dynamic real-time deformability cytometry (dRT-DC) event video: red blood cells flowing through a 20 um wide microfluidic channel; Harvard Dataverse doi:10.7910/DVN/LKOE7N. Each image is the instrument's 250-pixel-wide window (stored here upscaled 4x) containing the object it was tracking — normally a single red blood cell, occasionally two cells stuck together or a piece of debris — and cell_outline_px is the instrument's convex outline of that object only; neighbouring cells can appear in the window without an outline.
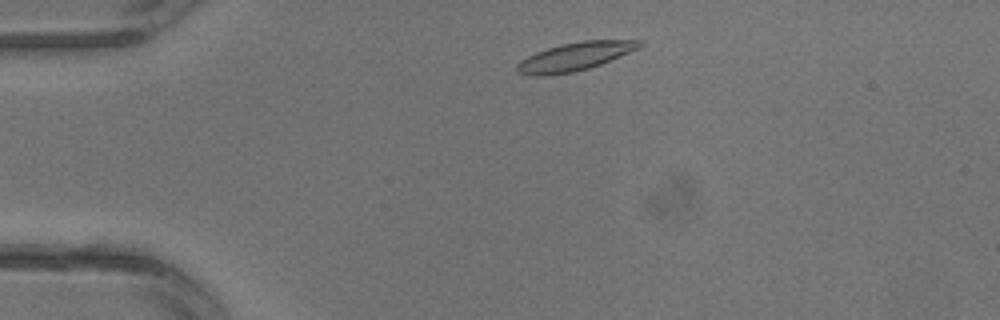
{"species": "common noctule bat (a hibernating species)", "species_latin": "Nyctalus noctula", "temperature_condition": "warm", "stored_images_in_passage": 8, "camera_frame_rate_fps": 3000, "um_per_image_px": 0.085, "animal": {"sex": "male", "body_mass_g": 13.3}, "frame": {"image": 1, "passage_image": 3, "time_ms": 0.667, "image_size_px": [1000, 320], "cell_outline_px": [[644, 44], [640, 48], [600, 64], [588, 68], [572, 72], [544, 76], [532, 76], [516, 72], [516, 64], [520, 60], [536, 52], [560, 44], [580, 40], [644, 40]], "centroid_in_image_um": [48.86, 4.8], "position_along_channel_um": 36.1, "area_um2": 20.29}}
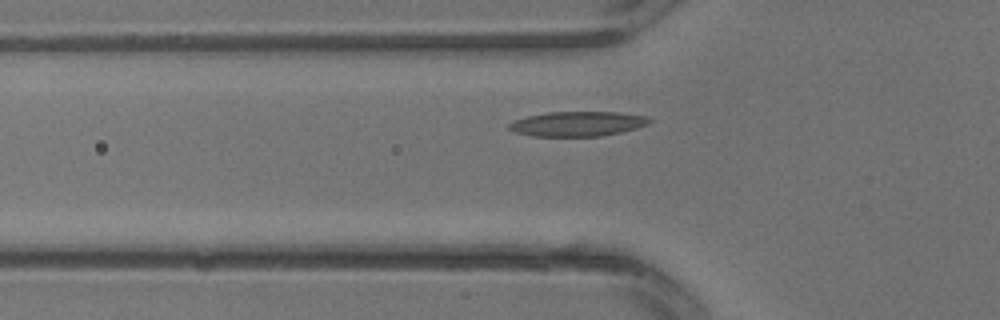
{"frame": {"image": 2, "passage_image": 7, "time_ms": 2.0, "image_size_px": [1000, 320], "cell_outline_px": [[652, 120], [648, 124], [636, 128], [620, 132], [600, 136], [532, 136], [516, 132], [508, 128], [508, 124], [516, 120], [528, 116], [548, 112], [620, 112], [648, 116]], "centroid_in_image_um": [49.12, 10.52], "position_along_channel_um": 76.7, "area_um2": 20.17}}